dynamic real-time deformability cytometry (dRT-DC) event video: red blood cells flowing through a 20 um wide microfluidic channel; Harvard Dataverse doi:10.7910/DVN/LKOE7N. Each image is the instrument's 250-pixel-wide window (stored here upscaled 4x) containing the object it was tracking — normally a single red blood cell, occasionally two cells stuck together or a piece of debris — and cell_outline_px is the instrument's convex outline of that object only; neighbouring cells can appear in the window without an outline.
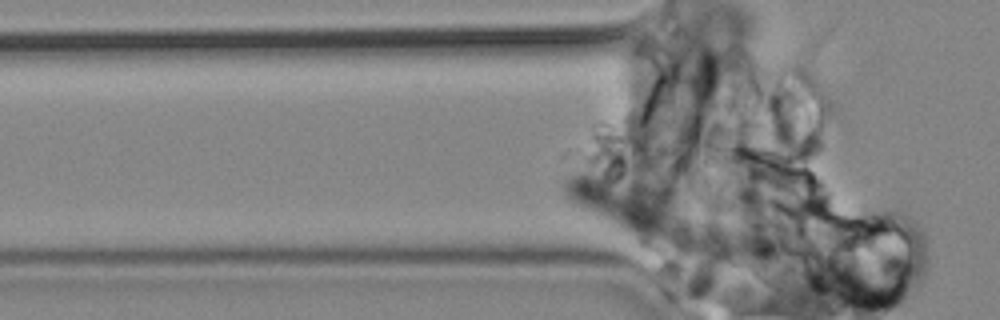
{"species": "common noctule bat (a hibernating species)", "species_latin": "Nyctalus noctula", "temperature_condition": "cold", "stored_images_in_passage": 69, "camera_frame_rate_fps": 3000, "um_per_image_px": 0.085, "animal": {"sex": "male", "body_mass_g": 19.2, "forearm_length_mm": 51.8}, "frame": {"image": 1, "passage_image": 7, "time_ms": 2.0, "image_size_px": [1000, 320], "cell_outline_px": [[672, 232], [668, 240], [660, 244], [636, 244], [568, 200], [564, 192], [564, 180], [576, 168], [600, 168], [664, 212], [672, 220]], "centroid_in_image_um": [52.49, 17.54], "position_along_channel_um": 73.3, "area_um2": 33.29}}
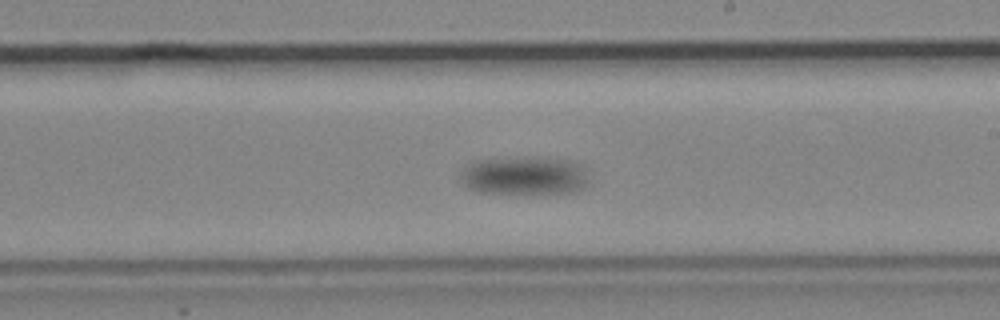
{"frame": {"image": 2, "passage_image": 31, "time_ms": 10.0, "image_size_px": [1000, 320], "cell_outline_px": [[592, 184], [576, 192], [480, 192], [468, 188], [460, 180], [460, 176], [464, 168], [468, 164], [476, 160], [568, 160], [580, 164], [584, 168]], "centroid_in_image_um": [44.63, 14.97], "position_along_channel_um": 244.4, "area_um2": 27.51}}
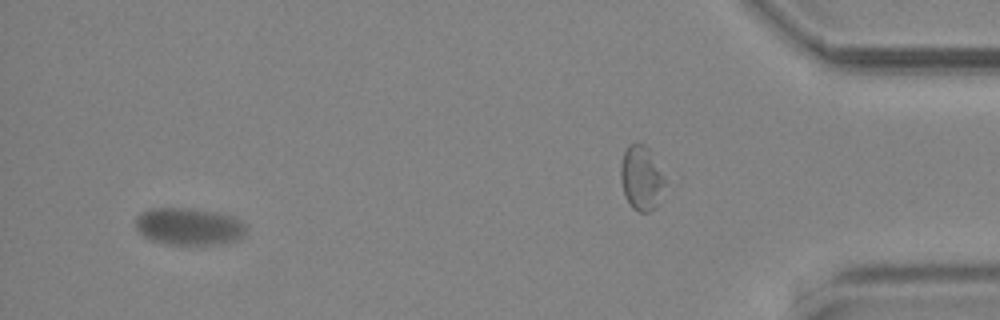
{"frame": {"image": 3, "passage_image": 64, "time_ms": 21.0, "image_size_px": [1000, 320], "cell_outline_px": [[248, 228], [244, 236], [240, 240], [216, 244], [168, 244], [152, 240], [144, 236], [136, 228], [136, 216], [140, 212], [148, 208], [196, 208], [232, 216], [240, 220]], "centroid_in_image_um": [16.08, 19.24], "position_along_channel_um": 419.1, "area_um2": 24.16}}